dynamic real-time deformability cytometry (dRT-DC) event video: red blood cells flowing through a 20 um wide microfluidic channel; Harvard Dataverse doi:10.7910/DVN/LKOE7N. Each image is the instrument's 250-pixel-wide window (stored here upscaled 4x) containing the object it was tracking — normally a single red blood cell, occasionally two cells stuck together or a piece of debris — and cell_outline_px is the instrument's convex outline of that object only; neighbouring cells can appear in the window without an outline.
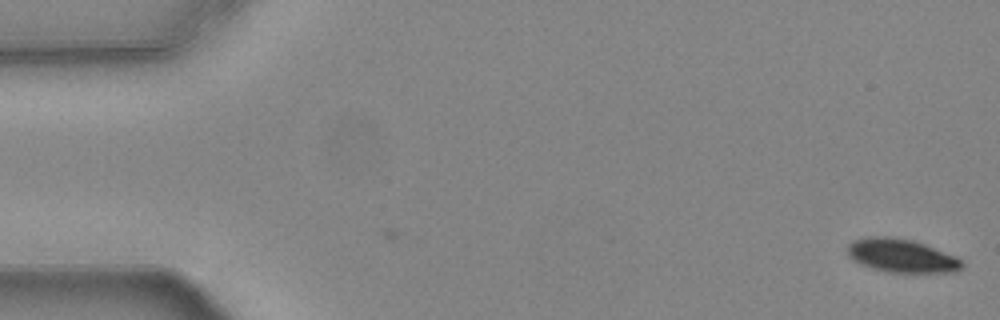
{"species": "common noctule bat (a hibernating species)", "species_latin": "Nyctalus noctula", "temperature_condition": "warm", "stored_images_in_passage": 6, "camera_frame_rate_fps": 3000, "um_per_image_px": 0.085, "animal": {"sex": "female", "body_mass_g": 24.6, "forearm_length_mm": 56.2}, "frame": {"image": 1, "passage_image": 6, "time_ms": 1.667, "image_size_px": [1000, 320], "cell_outline_px": [[964, 268], [956, 272], [888, 272], [872, 268], [860, 264], [848, 256], [848, 244], [852, 240], [872, 236], [884, 236], [912, 240], [924, 244], [956, 256], [964, 264]], "centroid_in_image_um": [76.63, 21.74], "position_along_channel_um": 8.4, "area_um2": 22.25}}